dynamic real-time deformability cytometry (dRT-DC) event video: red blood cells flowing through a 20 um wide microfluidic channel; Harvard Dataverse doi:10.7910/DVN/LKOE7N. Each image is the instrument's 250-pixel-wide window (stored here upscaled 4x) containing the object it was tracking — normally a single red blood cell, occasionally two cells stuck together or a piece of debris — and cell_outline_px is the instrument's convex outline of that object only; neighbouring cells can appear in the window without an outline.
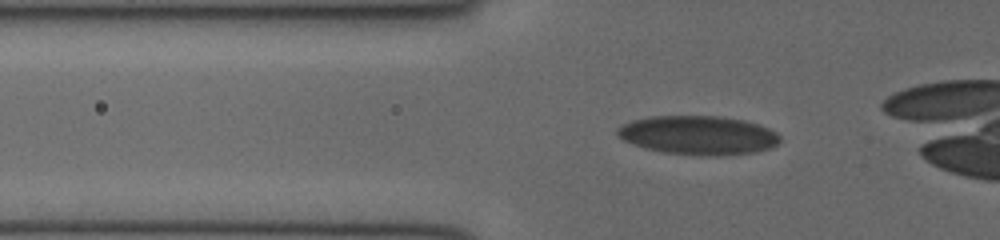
{"species": "human", "species_latin": "Homo sapiens", "temperature_condition": "cold", "stored_images_in_passage": 31, "camera_frame_rate_fps": 3000, "um_per_image_px": 0.085, "donor": {"sex": "female"}, "frame": {"image": 1, "passage_image": 4, "time_ms": 1.0, "image_size_px": [1000, 240], "cell_outline_px": [[780, 140], [772, 148], [756, 152], [716, 156], [700, 156], [664, 152], [644, 148], [624, 140], [616, 132], [616, 128], [632, 120], [652, 116], [716, 116], [744, 120], [760, 124], [776, 132], [780, 136]], "centroid_in_image_um": [59.38, 11.5], "position_along_channel_um": 66.4, "area_um2": 36.93}}
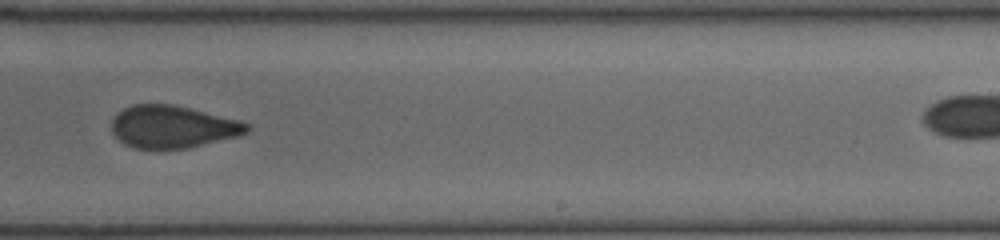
{"frame": {"image": 2, "passage_image": 19, "time_ms": 6.0, "image_size_px": [1000, 240], "cell_outline_px": [[252, 128], [248, 132], [236, 136], [188, 148], [132, 148], [124, 144], [112, 132], [112, 120], [124, 108], [132, 104], [172, 104], [240, 120], [252, 124]], "centroid_in_image_um": [14.7, 10.77], "position_along_channel_um": 274.3, "area_um2": 33.23}}
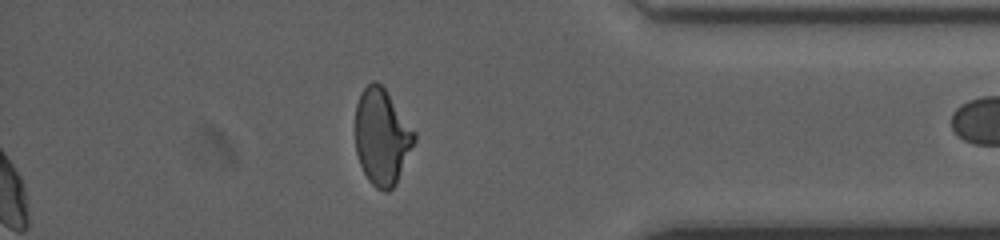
{"frame": {"image": 3, "passage_image": 29, "time_ms": 9.333, "image_size_px": [1000, 240], "cell_outline_px": [[416, 140], [396, 184], [388, 192], [384, 192], [376, 188], [368, 180], [360, 164], [356, 152], [356, 104], [360, 92], [372, 80], [376, 80], [384, 88], [416, 132]], "centroid_in_image_um": [32.46, 11.64], "position_along_channel_um": 402.7, "area_um2": 33.06}}